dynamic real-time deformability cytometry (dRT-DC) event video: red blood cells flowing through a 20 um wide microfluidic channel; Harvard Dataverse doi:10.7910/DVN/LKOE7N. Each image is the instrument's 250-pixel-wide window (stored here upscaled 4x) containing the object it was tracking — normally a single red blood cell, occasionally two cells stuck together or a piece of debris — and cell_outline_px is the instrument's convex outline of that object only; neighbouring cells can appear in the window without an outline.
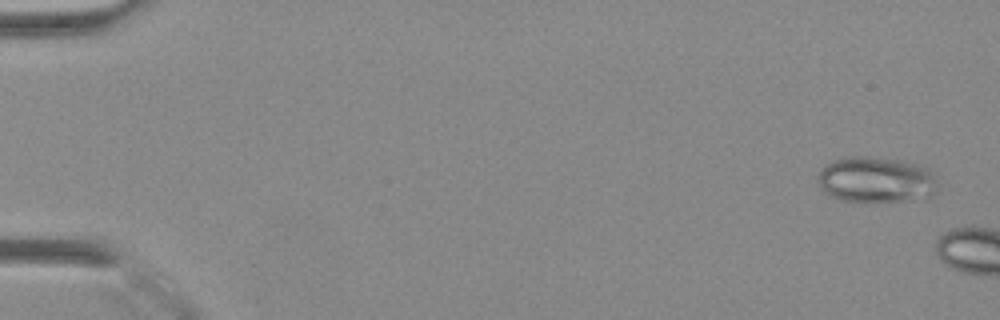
{"species": "Egyptian fruit bat (a non-hibernating species)", "species_latin": "Rousettus aegyptiacus", "temperature_condition": "warm", "stored_images_in_passage": 5, "camera_frame_rate_fps": 3000, "um_per_image_px": 0.085, "animal": {"sex": "female"}, "frame": {"image": 1, "passage_image": 2, "time_ms": 0.333, "image_size_px": [1000, 320], "cell_outline_px": [[936, 192], [932, 196], [900, 200], [844, 200], [832, 196], [824, 192], [816, 180], [824, 164], [836, 160], [852, 156], [864, 156], [900, 160], [928, 168], [936, 172]], "centroid_in_image_um": [74.48, 15.25], "position_along_channel_um": 10.5, "area_um2": 31.56}}